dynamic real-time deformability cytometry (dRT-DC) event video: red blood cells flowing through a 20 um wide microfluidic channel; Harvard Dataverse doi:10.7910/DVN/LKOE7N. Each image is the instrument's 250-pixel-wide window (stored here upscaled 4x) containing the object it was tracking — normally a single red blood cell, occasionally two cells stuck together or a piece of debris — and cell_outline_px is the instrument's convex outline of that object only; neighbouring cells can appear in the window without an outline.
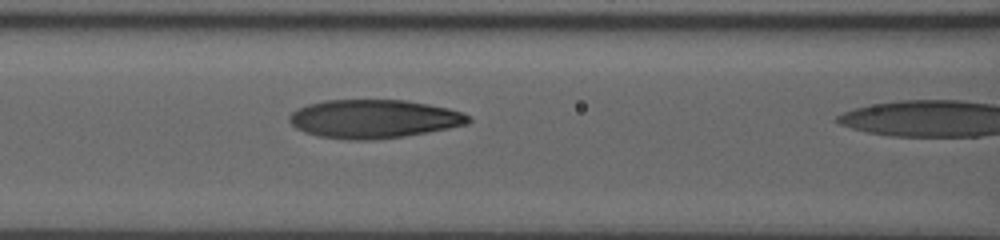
{"species": "human", "species_latin": "Homo sapiens", "temperature_condition": "room temperature", "stored_images_in_passage": 15, "camera_frame_rate_fps": 3000, "um_per_image_px": 0.085, "donor": {"sex": "male"}, "frame": {"image": 1, "passage_image": 14, "time_ms": 3.0, "image_size_px": [1000, 240], "cell_outline_px": [[472, 120], [468, 124], [428, 132], [404, 136], [376, 140], [348, 140], [316, 136], [304, 132], [296, 128], [288, 120], [288, 116], [292, 112], [308, 104], [324, 100], [404, 100], [428, 104], [448, 108], [464, 112], [472, 116]], "centroid_in_image_um": [31.79, 10.11], "position_along_channel_um": 134.8, "area_um2": 40.52}}